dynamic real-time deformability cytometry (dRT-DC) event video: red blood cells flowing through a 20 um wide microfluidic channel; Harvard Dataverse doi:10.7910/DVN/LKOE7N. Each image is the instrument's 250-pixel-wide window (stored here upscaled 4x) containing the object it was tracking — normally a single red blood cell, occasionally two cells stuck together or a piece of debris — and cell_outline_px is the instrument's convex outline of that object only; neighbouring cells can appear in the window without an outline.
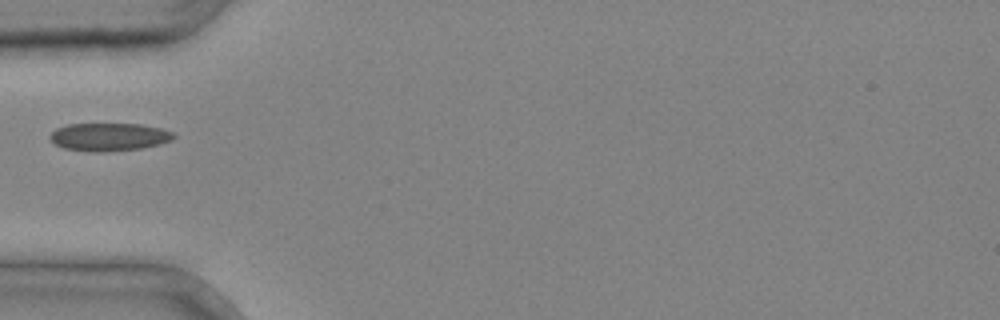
{"species": "common noctule bat (a hibernating species)", "species_latin": "Nyctalus noctula", "temperature_condition": "cold", "stored_images_in_passage": 1, "camera_frame_rate_fps": 3000, "um_per_image_px": 0.085, "animal": {"sex": "male", "body_mass_g": 20.4}, "frame": {"image": 1, "passage_image": 1, "time_ms": 0.0, "image_size_px": [1000, 320], "cell_outline_px": [[176, 136], [172, 140], [160, 144], [144, 148], [104, 152], [92, 152], [64, 148], [56, 144], [48, 136], [56, 128], [68, 124], [140, 124], [160, 128], [172, 132]], "centroid_in_image_um": [9.28, 11.64], "position_along_channel_um": 75.7, "area_um2": 20.17}}